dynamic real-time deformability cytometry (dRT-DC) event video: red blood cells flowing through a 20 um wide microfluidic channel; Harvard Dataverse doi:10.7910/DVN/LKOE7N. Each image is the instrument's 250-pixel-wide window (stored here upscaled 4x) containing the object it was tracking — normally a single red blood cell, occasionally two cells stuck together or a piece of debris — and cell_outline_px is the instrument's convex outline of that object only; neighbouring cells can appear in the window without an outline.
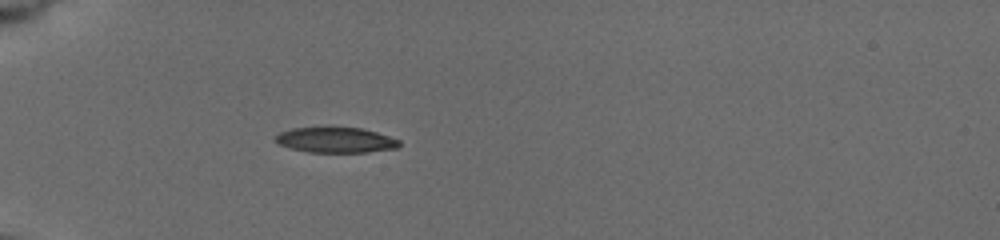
{"species": "common noctule bat (a hibernating species)", "species_latin": "Nyctalus noctula", "temperature_condition": "cold", "stored_images_in_passage": 50, "camera_frame_rate_fps": 3000, "um_per_image_px": 0.085, "animal": {"sex": "female", "body_mass_g": 19.5, "forearm_length_mm": 54.1}, "frame": {"image": 1, "passage_image": 1, "time_ms": 0.0, "image_size_px": [1000, 240], "cell_outline_px": [[400, 144], [396, 148], [368, 152], [308, 152], [292, 148], [280, 144], [276, 140], [276, 136], [280, 132], [292, 128], [360, 128], [376, 132], [400, 140]], "centroid_in_image_um": [28.56, 11.91], "position_along_channel_um": 56.4, "area_um2": 17.92}}
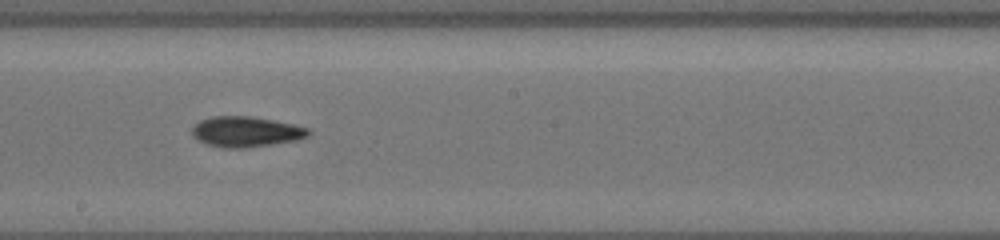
{"frame": {"image": 2, "passage_image": 21, "time_ms": 5.0, "image_size_px": [1000, 240], "cell_outline_px": [[312, 132], [308, 136], [296, 140], [272, 144], [244, 148], [228, 148], [208, 144], [200, 140], [192, 132], [192, 128], [200, 120], [216, 116], [248, 116], [292, 124], [308, 128]], "centroid_in_image_um": [20.94, 11.19], "position_along_channel_um": 227.3, "area_um2": 20.17}}
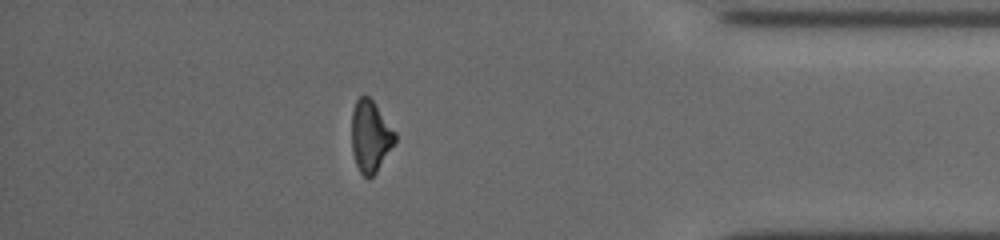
{"frame": {"image": 3, "passage_image": 44, "time_ms": 10.333, "image_size_px": [1000, 240], "cell_outline_px": [[396, 140], [376, 172], [368, 180], [360, 172], [356, 164], [352, 152], [352, 112], [356, 100], [360, 96], [368, 96], [372, 100], [396, 132]], "centroid_in_image_um": [31.47, 11.59], "position_along_channel_um": 403.7, "area_um2": 17.92}, "authors_computed_cell_mechanics": {"area_um2": 19.2474, "velocity_mm_per_s": 3.8015, "shape_relaxation_time_tau1_ms": 2.6244, "shape_relaxation_time_tau2_ms": 3.3284, "deformation_change_tau1": 0.1316, "deformation_change_tau2": 0.094}}